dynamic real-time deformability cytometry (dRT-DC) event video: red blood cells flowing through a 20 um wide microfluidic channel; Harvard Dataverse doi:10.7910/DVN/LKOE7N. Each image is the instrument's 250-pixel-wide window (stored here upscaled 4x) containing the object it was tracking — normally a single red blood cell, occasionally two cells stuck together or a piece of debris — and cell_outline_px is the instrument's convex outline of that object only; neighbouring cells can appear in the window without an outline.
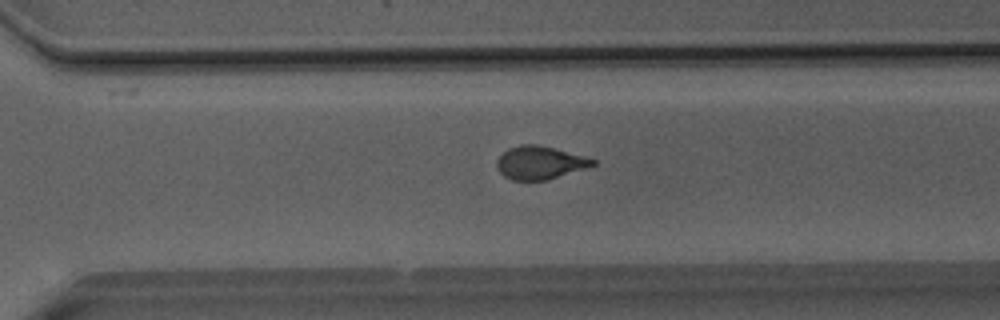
{"species": "Egyptian fruit bat (a non-hibernating species)", "species_latin": "Rousettus aegyptiacus", "temperature_condition": "room temperature", "stored_images_in_passage": 35, "camera_frame_rate_fps": 3000, "um_per_image_px": 0.085, "animal": {"sex": "male"}, "frame": {"image": 1, "passage_image": 30, "time_ms": 9.667, "image_size_px": [1000, 320], "cell_outline_px": [[596, 164], [548, 180], [512, 180], [504, 176], [496, 168], [496, 160], [508, 148], [520, 144], [536, 144], [552, 148], [596, 160]], "centroid_in_image_um": [45.82, 13.83], "position_along_channel_um": 324.8, "area_um2": 18.21}}